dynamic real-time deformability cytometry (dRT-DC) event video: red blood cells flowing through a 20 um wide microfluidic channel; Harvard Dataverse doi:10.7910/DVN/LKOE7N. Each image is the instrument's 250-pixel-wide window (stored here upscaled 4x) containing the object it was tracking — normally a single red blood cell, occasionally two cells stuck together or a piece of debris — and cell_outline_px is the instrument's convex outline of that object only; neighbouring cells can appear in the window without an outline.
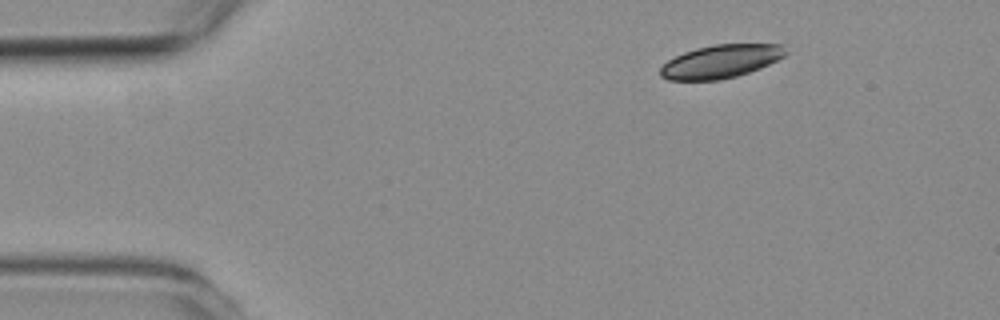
{"species": "common noctule bat (a hibernating species)", "species_latin": "Nyctalus noctula", "temperature_condition": "room temperature", "stored_images_in_passage": 3, "camera_frame_rate_fps": 3000, "um_per_image_px": 0.085, "animal": {"sex": "female", "body_mass_g": 19.3, "forearm_length_mm": 54.1}, "frame": {"image": 1, "passage_image": 1, "time_ms": 0.0, "image_size_px": [1000, 320], "cell_outline_px": [[788, 52], [784, 56], [760, 68], [736, 76], [720, 80], [668, 80], [660, 76], [660, 68], [668, 60], [684, 52], [696, 48], [716, 44], [784, 44]], "centroid_in_image_um": [61.27, 5.21], "position_along_channel_um": 23.7, "area_um2": 24.22}}